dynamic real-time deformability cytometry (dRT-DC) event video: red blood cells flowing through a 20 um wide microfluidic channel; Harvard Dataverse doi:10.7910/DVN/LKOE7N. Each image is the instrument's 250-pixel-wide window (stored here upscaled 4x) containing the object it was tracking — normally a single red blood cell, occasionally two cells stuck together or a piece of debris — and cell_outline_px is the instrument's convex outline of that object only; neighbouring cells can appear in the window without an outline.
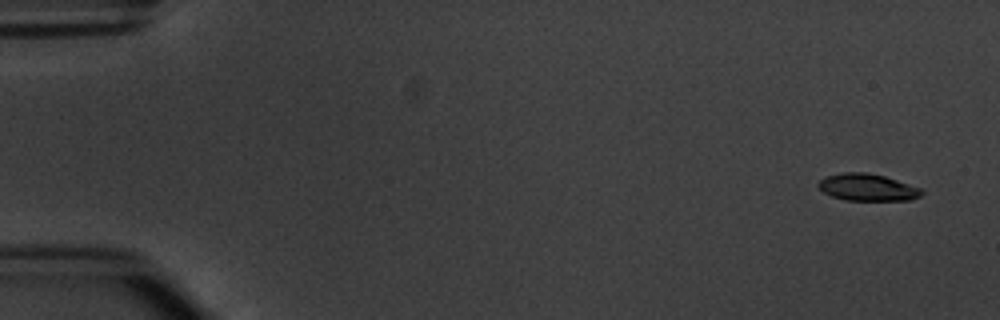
{"species": "common noctule bat (a hibernating species)", "species_latin": "Nyctalus noctula", "temperature_condition": "warm", "stored_images_in_passage": 6, "camera_frame_rate_fps": 3000, "um_per_image_px": 0.085, "animal": {"sex": "male", "body_mass_g": 20.1, "forearm_length_mm": 53.5}, "frame": {"image": 1, "passage_image": 1, "time_ms": 0.0, "image_size_px": [1000, 320], "cell_outline_px": [[924, 192], [920, 196], [908, 200], [848, 200], [832, 196], [824, 192], [816, 184], [820, 180], [828, 176], [844, 172], [868, 172], [884, 176], [920, 188]], "centroid_in_image_um": [73.73, 15.92], "position_along_channel_um": 11.3, "area_um2": 16.01}}
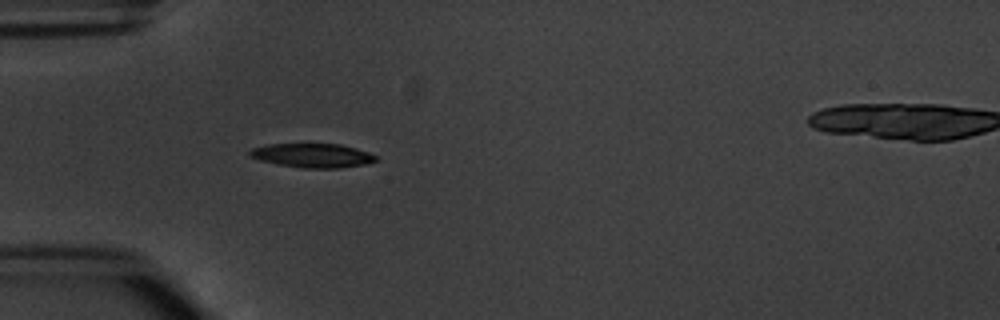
{"frame": {"image": 2, "passage_image": 5, "time_ms": 4.667, "image_size_px": [1000, 320], "cell_outline_px": [[376, 160], [368, 164], [340, 168], [300, 168], [260, 160], [248, 156], [248, 152], [252, 148], [268, 144], [340, 144], [356, 148], [368, 152], [376, 156]], "centroid_in_image_um": [26.56, 13.22], "position_along_channel_um": 58.4, "area_um2": 17.69}}